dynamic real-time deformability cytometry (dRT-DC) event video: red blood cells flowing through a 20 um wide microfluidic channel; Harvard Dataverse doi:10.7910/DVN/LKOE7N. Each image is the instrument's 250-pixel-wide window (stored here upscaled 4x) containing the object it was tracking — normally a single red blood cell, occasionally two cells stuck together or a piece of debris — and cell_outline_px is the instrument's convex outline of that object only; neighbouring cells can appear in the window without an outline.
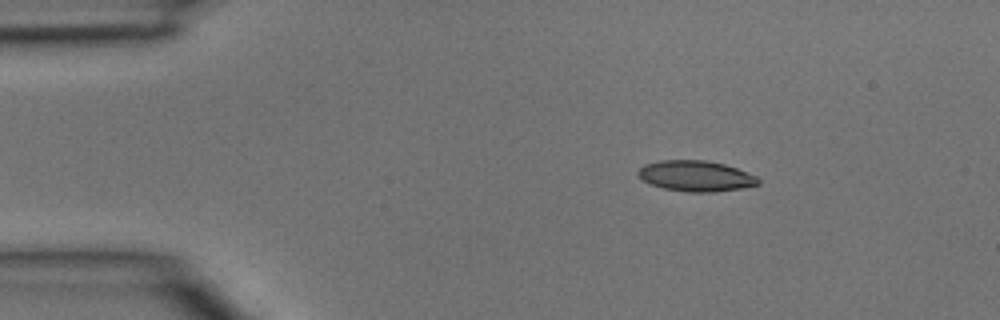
{"species": "common noctule bat (a hibernating species)", "species_latin": "Nyctalus noctula", "temperature_condition": "room temperature", "stored_images_in_passage": 3, "camera_frame_rate_fps": 3000, "um_per_image_px": 0.085, "animal": {"sex": "male", "body_mass_g": 15.6}, "frame": {"image": 1, "passage_image": 1, "time_ms": 0.0, "image_size_px": [1000, 320], "cell_outline_px": [[760, 184], [740, 188], [716, 192], [688, 192], [664, 188], [652, 184], [644, 180], [636, 172], [644, 164], [660, 160], [704, 160], [724, 164], [736, 168], [756, 176], [760, 180]], "centroid_in_image_um": [59.15, 14.95], "position_along_channel_um": 25.9, "area_um2": 21.33}}